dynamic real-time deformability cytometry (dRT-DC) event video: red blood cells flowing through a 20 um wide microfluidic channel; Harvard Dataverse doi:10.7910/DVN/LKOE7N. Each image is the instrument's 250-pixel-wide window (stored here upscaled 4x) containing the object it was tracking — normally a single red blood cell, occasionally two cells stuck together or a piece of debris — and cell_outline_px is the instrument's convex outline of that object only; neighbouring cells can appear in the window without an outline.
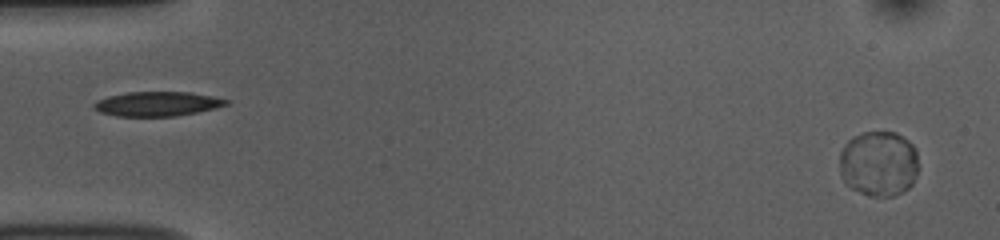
{"species": "common noctule bat (a hibernating species)", "species_latin": "Nyctalus noctula", "temperature_condition": "room temperature", "stored_images_in_passage": 31, "camera_frame_rate_fps": 3000, "um_per_image_px": 0.085, "animal": {"sex": "female", "body_mass_g": 10.0, "forearm_length_mm": 53.1}, "frame": {"image": 1, "passage_image": 2, "time_ms": 0.333, "image_size_px": [1000, 240], "cell_outline_px": [[916, 172], [912, 184], [908, 188], [892, 196], [868, 196], [852, 188], [840, 176], [840, 152], [844, 144], [852, 136], [864, 132], [896, 132], [908, 140], [916, 148]], "centroid_in_image_um": [74.66, 13.89], "position_along_channel_um": 10.3, "area_um2": 30.06}}
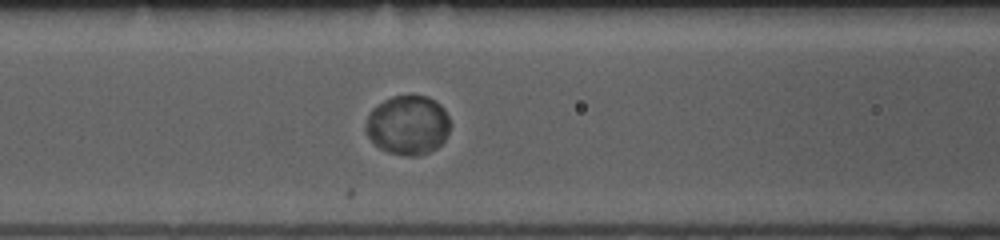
{"frame": {"image": 2, "passage_image": 22, "time_ms": 7.0, "image_size_px": [1000, 240], "cell_outline_px": [[452, 124], [444, 140], [436, 148], [420, 156], [404, 156], [388, 152], [380, 148], [368, 136], [368, 116], [372, 108], [384, 100], [392, 96], [428, 96], [436, 100], [444, 108]], "centroid_in_image_um": [34.72, 10.63], "position_along_channel_um": 131.9, "area_um2": 29.07}}
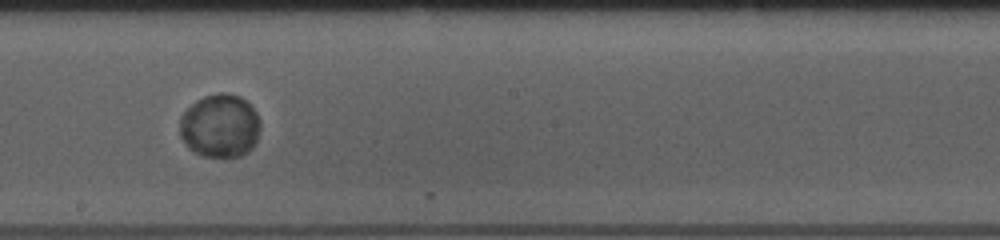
{"frame": {"image": 3, "passage_image": 30, "time_ms": 9.667, "image_size_px": [1000, 240], "cell_outline_px": [[260, 128], [256, 140], [252, 148], [248, 152], [240, 156], [200, 156], [188, 148], [180, 136], [180, 116], [196, 100], [204, 96], [220, 92], [224, 92], [240, 96], [256, 112], [260, 120]], "centroid_in_image_um": [18.69, 10.7], "position_along_channel_um": 229.5, "area_um2": 29.82}}